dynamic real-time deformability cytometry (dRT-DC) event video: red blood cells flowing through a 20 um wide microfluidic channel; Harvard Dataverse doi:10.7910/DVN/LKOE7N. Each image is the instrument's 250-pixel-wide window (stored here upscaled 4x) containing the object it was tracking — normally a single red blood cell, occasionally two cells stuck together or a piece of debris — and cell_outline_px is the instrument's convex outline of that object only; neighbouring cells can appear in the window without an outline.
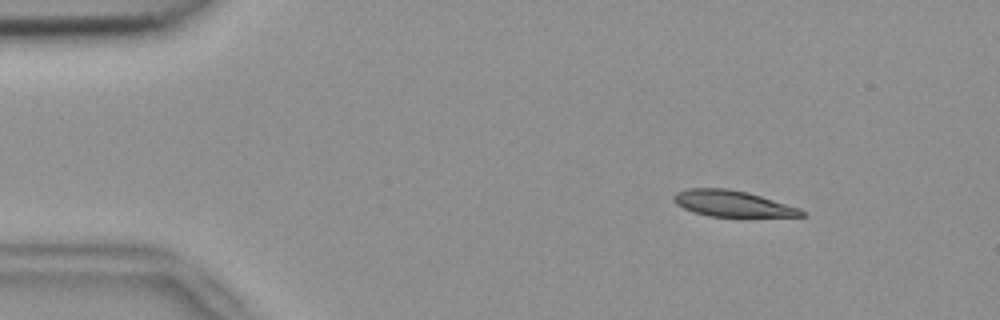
{"species": "common noctule bat (a hibernating species)", "species_latin": "Nyctalus noctula", "temperature_condition": "room temperature", "stored_images_in_passage": 49, "camera_frame_rate_fps": 3000, "um_per_image_px": 0.085, "animal": {"sex": "female", "body_mass_g": 18.4}, "frame": {"image": 1, "passage_image": 2, "time_ms": 0.333, "image_size_px": [1000, 320], "cell_outline_px": [[804, 216], [708, 216], [684, 208], [676, 204], [672, 200], [672, 196], [676, 192], [688, 188], [728, 188], [748, 192], [800, 208], [804, 212]], "centroid_in_image_um": [62.21, 17.28], "position_along_channel_um": 22.8, "area_um2": 19.25}}
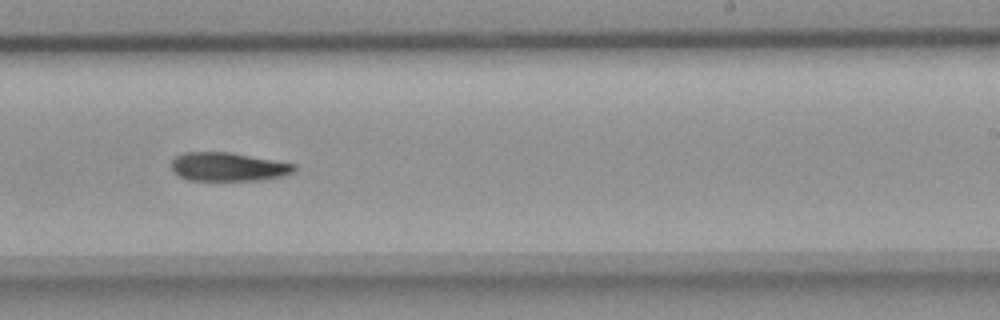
{"frame": {"image": 2, "passage_image": 28, "time_ms": 9.0, "image_size_px": [1000, 320], "cell_outline_px": [[296, 168], [292, 172], [280, 176], [264, 180], [188, 180], [180, 176], [172, 168], [172, 160], [176, 156], [184, 152], [232, 152], [296, 164]], "centroid_in_image_um": [19.4, 14.17], "position_along_channel_um": 269.6, "area_um2": 20.4}}
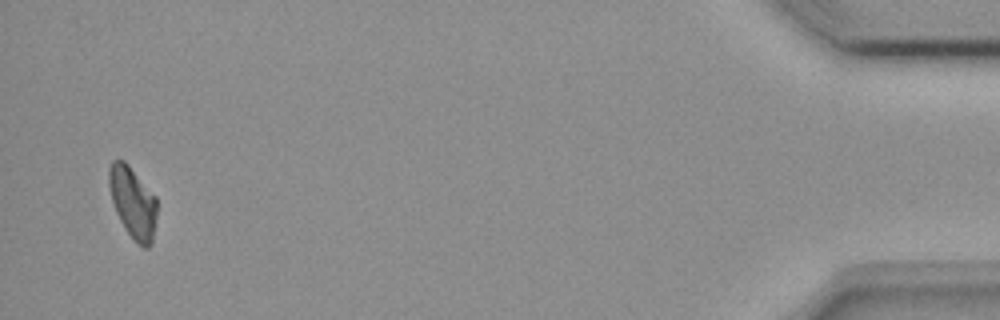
{"frame": {"image": 3, "passage_image": 47, "time_ms": 15.333, "image_size_px": [1000, 320], "cell_outline_px": [[156, 216], [152, 244], [148, 248], [144, 248], [124, 228], [116, 212], [112, 200], [108, 184], [108, 168], [112, 160], [124, 160], [128, 164], [156, 196]], "centroid_in_image_um": [11.28, 17.17], "position_along_channel_um": 423.9, "area_um2": 19.83}, "authors_computed_cell_mechanics": {"area_um2": 20.9814, "velocity_mm_per_s": 3.758, "shape_relaxation_time_tau1_ms": 5.2405, "shape_relaxation_time_tau2_ms": null, "deformation_change_tau1": 0.1545, "deformation_change_tau2": null}}